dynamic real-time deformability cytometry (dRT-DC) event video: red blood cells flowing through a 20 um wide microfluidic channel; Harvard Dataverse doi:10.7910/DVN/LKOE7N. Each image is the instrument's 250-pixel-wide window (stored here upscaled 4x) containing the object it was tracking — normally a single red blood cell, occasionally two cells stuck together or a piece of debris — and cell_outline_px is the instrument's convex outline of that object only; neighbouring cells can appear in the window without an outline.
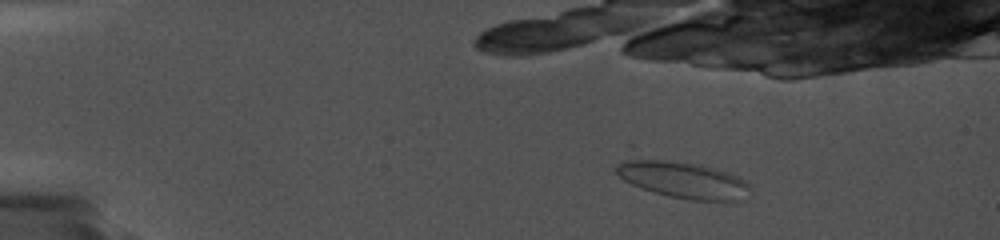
{"species": "common noctule bat (a hibernating species)", "species_latin": "Nyctalus noctula", "temperature_condition": "cold", "stored_images_in_passage": 24, "camera_frame_rate_fps": 5000, "um_per_image_px": 0.085, "animal": {"sex": "female", "body_mass_g": 19.0, "forearm_length_mm": 56.7}, "frame": {"image": 1, "passage_image": 4, "time_ms": 0.6, "image_size_px": [1000, 240], "cell_outline_px": [[752, 184], [744, 200], [688, 200], [668, 196], [652, 192], [632, 184], [624, 180], [616, 172], [616, 164], [636, 156], [640, 156], [700, 164], [716, 168], [728, 172]], "centroid_in_image_um": [58.03, 15.25], "position_along_channel_um": 27.0, "area_um2": 29.13}}